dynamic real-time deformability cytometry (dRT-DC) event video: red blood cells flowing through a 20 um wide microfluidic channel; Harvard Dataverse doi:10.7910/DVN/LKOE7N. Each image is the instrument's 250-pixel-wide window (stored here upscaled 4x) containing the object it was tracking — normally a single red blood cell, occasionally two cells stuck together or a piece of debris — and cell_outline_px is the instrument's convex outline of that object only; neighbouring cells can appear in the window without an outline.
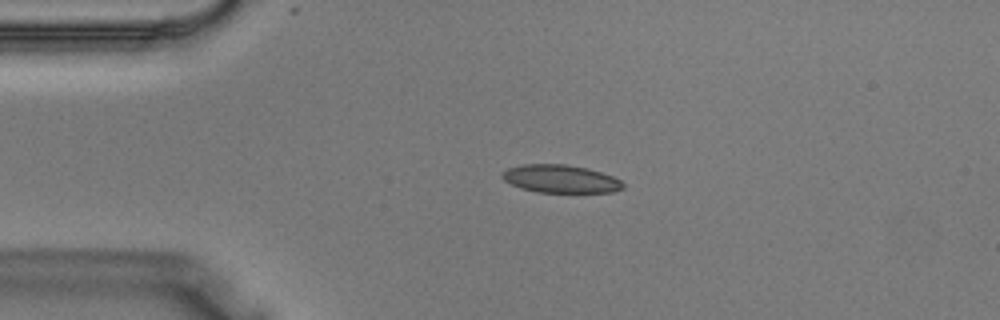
{"species": "Egyptian fruit bat (a non-hibernating species)", "species_latin": "Rousettus aegyptiacus", "temperature_condition": "warm", "stored_images_in_passage": 31, "camera_frame_rate_fps": 3000, "um_per_image_px": 0.085, "animal": {"sex": "male"}, "frame": {"image": 1, "passage_image": 1, "time_ms": 0.0, "image_size_px": [1000, 320], "cell_outline_px": [[624, 188], [612, 192], [536, 192], [520, 188], [504, 180], [500, 176], [500, 172], [508, 168], [524, 164], [564, 164], [588, 168], [612, 176], [620, 180], [624, 184]], "centroid_in_image_um": [47.62, 15.2], "position_along_channel_um": 37.4, "area_um2": 19.71}}
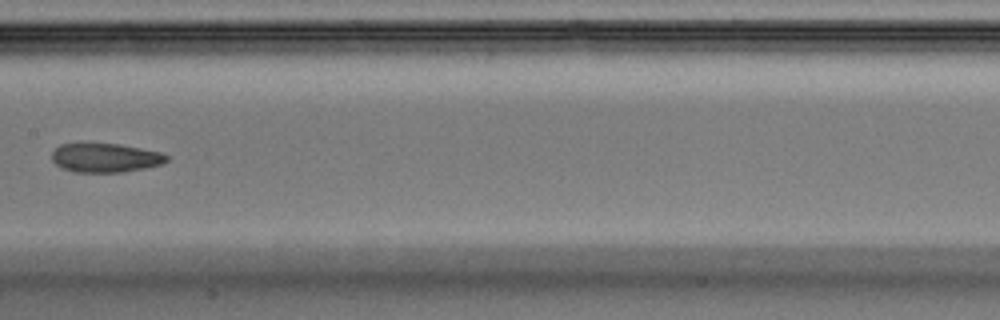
{"frame": {"image": 2, "passage_image": 12, "time_ms": 3.667, "image_size_px": [1000, 320], "cell_outline_px": [[168, 160], [160, 164], [144, 168], [120, 172], [76, 172], [64, 168], [56, 164], [52, 160], [52, 152], [60, 144], [120, 144], [160, 152], [168, 156]], "centroid_in_image_um": [8.95, 13.41], "position_along_channel_um": 198.5, "area_um2": 19.07}}
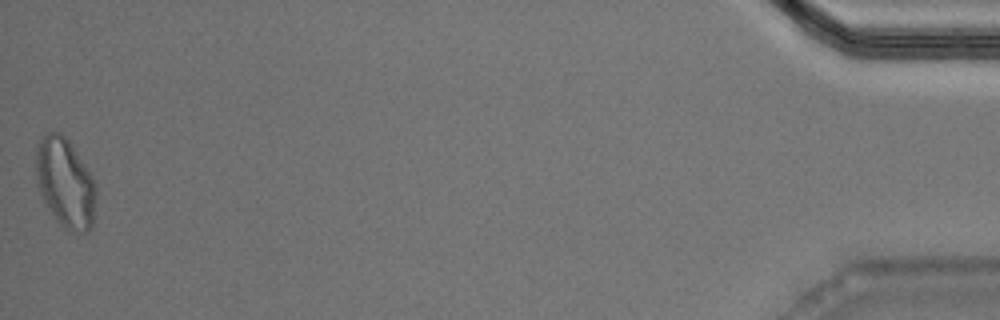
{"frame": {"image": 3, "passage_image": 31, "time_ms": 10.0, "image_size_px": [1000, 320], "cell_outline_px": [[96, 200], [92, 228], [88, 232], [68, 232], [56, 220], [44, 200], [40, 192], [36, 172], [36, 148], [44, 132], [60, 132], [68, 140], [96, 184]], "centroid_in_image_um": [5.55, 15.58], "position_along_channel_um": 429.6, "area_um2": 31.1}}